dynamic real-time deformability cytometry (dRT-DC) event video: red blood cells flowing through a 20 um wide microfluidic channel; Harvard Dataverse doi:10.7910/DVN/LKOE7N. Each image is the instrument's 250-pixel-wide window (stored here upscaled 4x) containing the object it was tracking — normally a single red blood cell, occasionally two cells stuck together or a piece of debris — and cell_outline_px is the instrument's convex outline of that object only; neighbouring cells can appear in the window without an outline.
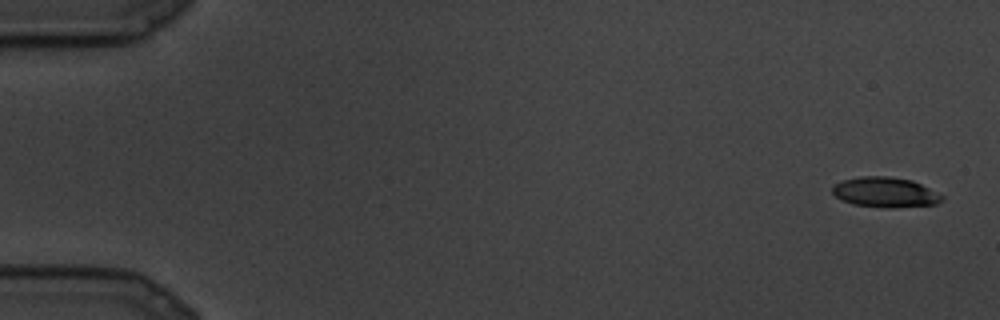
{"species": "common noctule bat (a hibernating species)", "species_latin": "Nyctalus noctula", "temperature_condition": "cold", "stored_images_in_passage": 92, "camera_frame_rate_fps": 3000, "um_per_image_px": 0.085, "animal": {"sex": "male", "body_mass_g": 19.5, "forearm_length_mm": 54.6}, "frame": {"image": 1, "passage_image": 1, "time_ms": 0.0, "image_size_px": [1000, 320], "cell_outline_px": [[944, 200], [936, 204], [896, 208], [884, 208], [852, 204], [836, 196], [832, 192], [832, 184], [844, 180], [860, 176], [888, 176], [912, 180], [944, 196]], "centroid_in_image_um": [75.24, 16.35], "position_along_channel_um": 9.8, "area_um2": 19.31}}
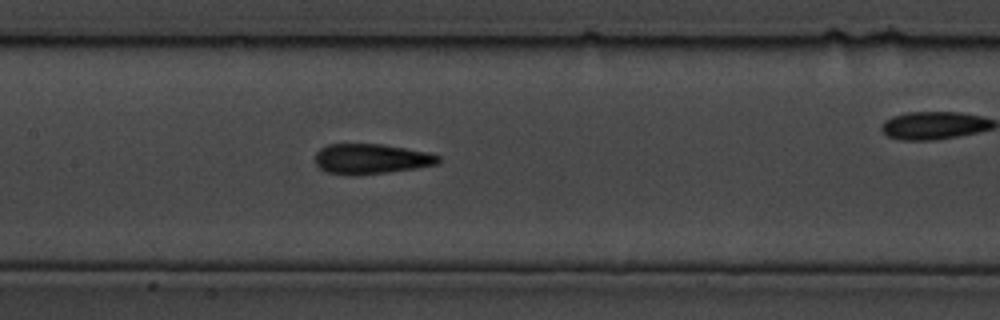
{"frame": {"image": 2, "passage_image": 43, "time_ms": 14.0, "image_size_px": [1000, 320], "cell_outline_px": [[440, 164], [416, 168], [388, 172], [352, 176], [324, 172], [316, 164], [316, 152], [320, 148], [328, 144], [384, 144], [428, 152], [440, 156]], "centroid_in_image_um": [31.55, 13.51], "position_along_channel_um": 175.9, "area_um2": 21.91}}
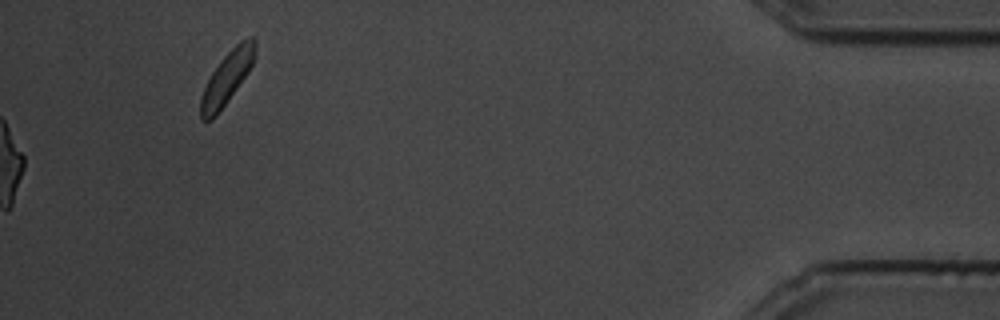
{"frame": {"image": 3, "passage_image": 92, "time_ms": 30.333, "image_size_px": [1000, 320], "cell_outline_px": [[256, 52], [252, 64], [248, 72], [216, 116], [212, 120], [200, 120], [200, 96], [212, 72], [224, 56], [240, 40], [248, 36], [252, 36], [256, 40]], "centroid_in_image_um": [19.29, 6.6], "position_along_channel_um": 415.9, "area_um2": 16.47}}